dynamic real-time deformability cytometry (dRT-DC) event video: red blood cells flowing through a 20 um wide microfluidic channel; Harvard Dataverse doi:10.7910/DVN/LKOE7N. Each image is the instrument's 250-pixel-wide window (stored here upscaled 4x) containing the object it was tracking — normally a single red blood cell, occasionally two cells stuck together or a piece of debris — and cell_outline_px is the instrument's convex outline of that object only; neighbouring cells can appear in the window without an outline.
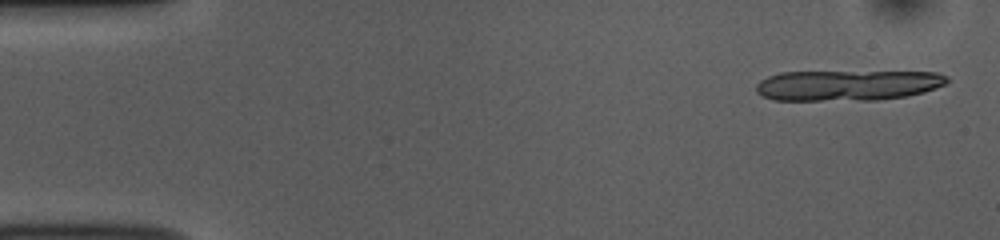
{"species": "common noctule bat (a hibernating species)", "species_latin": "Nyctalus noctula", "temperature_condition": "room temperature", "stored_images_in_passage": 16, "camera_frame_rate_fps": 3000, "um_per_image_px": 0.085, "animal": {"sex": "female", "body_mass_g": 10.0, "forearm_length_mm": 53.1}, "frame": {"image": 1, "passage_image": 2, "time_ms": 0.333, "image_size_px": [1000, 240], "cell_outline_px": [[948, 80], [944, 84], [936, 88], [924, 92], [904, 96], [876, 100], [776, 100], [764, 96], [756, 92], [756, 84], [760, 80], [768, 76], [780, 72], [936, 72], [948, 76]], "centroid_in_image_um": [72.02, 7.25], "position_along_channel_um": 13.0, "area_um2": 33.87}}